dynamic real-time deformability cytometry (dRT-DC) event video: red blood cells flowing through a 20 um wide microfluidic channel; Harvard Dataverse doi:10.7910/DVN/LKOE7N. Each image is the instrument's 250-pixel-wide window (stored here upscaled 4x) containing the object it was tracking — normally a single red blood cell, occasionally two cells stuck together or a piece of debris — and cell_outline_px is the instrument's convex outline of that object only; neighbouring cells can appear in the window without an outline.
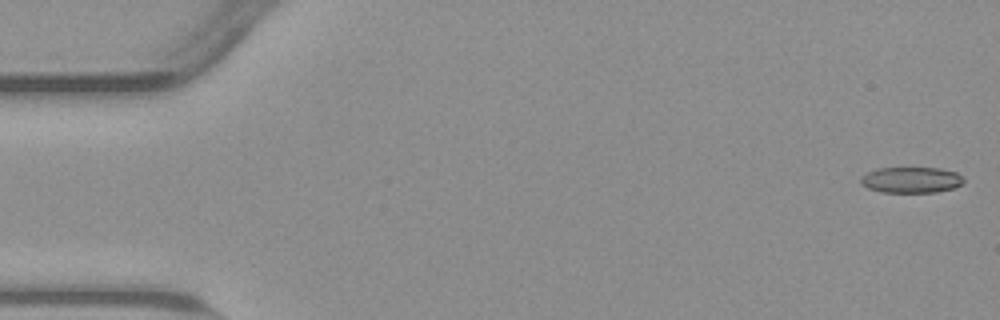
{"species": "common noctule bat (a hibernating species)", "species_latin": "Nyctalus noctula", "temperature_condition": "warm", "stored_images_in_passage": 54, "camera_frame_rate_fps": 3000, "um_per_image_px": 0.085, "animal": {"sex": "male", "body_mass_g": 23.1, "forearm_length_mm": 52.7}, "frame": {"image": 1, "passage_image": 1, "time_ms": 0.0, "image_size_px": [1000, 320], "cell_outline_px": [[964, 180], [960, 184], [952, 188], [936, 192], [880, 192], [868, 188], [860, 184], [860, 176], [876, 168], [940, 168], [956, 172], [964, 176]], "centroid_in_image_um": [77.42, 15.29], "position_along_channel_um": 7.6, "area_um2": 15.61}}
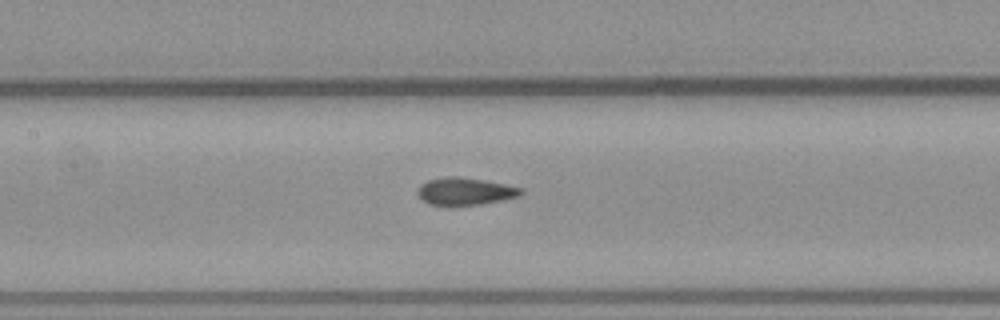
{"frame": {"image": 2, "passage_image": 25, "time_ms": 8.0, "image_size_px": [1000, 320], "cell_outline_px": [[524, 192], [520, 196], [480, 204], [428, 204], [416, 192], [420, 184], [428, 180], [452, 176], [456, 176], [484, 180], [524, 188]], "centroid_in_image_um": [39.56, 16.24], "position_along_channel_um": 167.8, "area_um2": 16.13}}
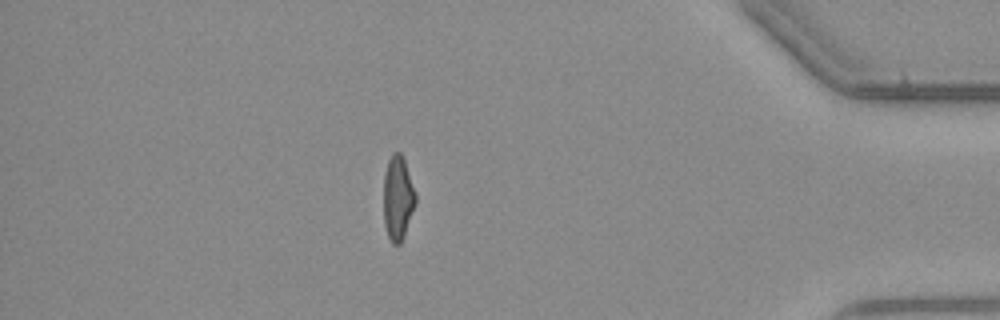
{"frame": {"image": 3, "passage_image": 47, "time_ms": 15.333, "image_size_px": [1000, 320], "cell_outline_px": [[416, 204], [404, 236], [400, 244], [392, 244], [388, 236], [384, 224], [384, 176], [388, 160], [392, 152], [400, 152], [404, 156], [416, 192]], "centroid_in_image_um": [33.83, 16.8], "position_along_channel_um": 401.4, "area_um2": 16.01}, "authors_computed_cell_mechanics": {"area_um2": 16.5019, "velocity_mm_per_s": 3.8198, "shape_relaxation_time_tau1_ms": null, "shape_relaxation_time_tau2_ms": 1.4767, "deformation_change_tau1": null, "deformation_change_tau2": 0.0717}}